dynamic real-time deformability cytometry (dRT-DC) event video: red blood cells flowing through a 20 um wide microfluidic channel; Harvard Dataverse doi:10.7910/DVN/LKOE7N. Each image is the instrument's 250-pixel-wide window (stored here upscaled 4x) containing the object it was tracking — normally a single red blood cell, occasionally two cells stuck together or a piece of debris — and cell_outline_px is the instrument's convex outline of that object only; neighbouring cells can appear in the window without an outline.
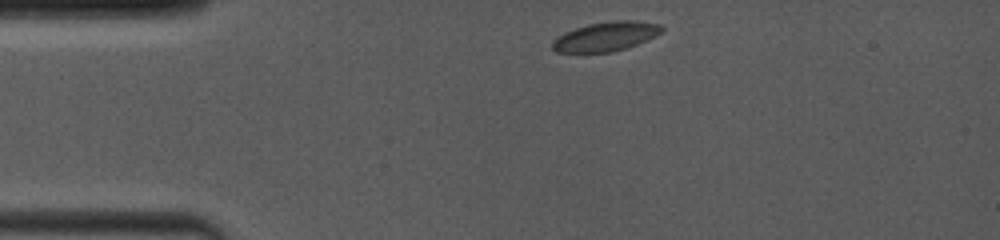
{"species": "common noctule bat (a hibernating species)", "species_latin": "Nyctalus noctula", "temperature_condition": "room temperature", "stored_images_in_passage": 24, "camera_frame_rate_fps": 4000, "um_per_image_px": 0.085, "animal": {"sex": "female", "body_mass_g": 19.0, "forearm_length_mm": 53.3}, "frame": {"image": 1, "passage_image": 1, "time_ms": 0.0, "image_size_px": [1000, 240], "cell_outline_px": [[664, 28], [656, 36], [628, 48], [612, 52], [556, 52], [552, 48], [552, 40], [564, 32], [588, 24], [612, 20], [632, 20], [660, 24]], "centroid_in_image_um": [51.5, 3.1], "position_along_channel_um": 33.5, "area_um2": 18.73}}
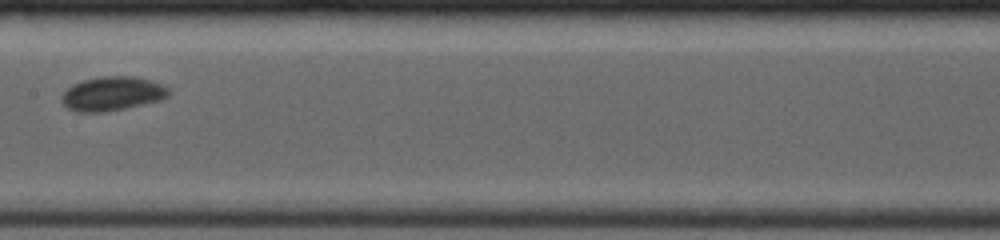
{"frame": {"image": 2, "passage_image": 11, "time_ms": 5.25, "image_size_px": [1000, 240], "cell_outline_px": [[172, 92], [168, 96], [160, 100], [124, 108], [104, 112], [76, 112], [68, 108], [60, 100], [64, 92], [68, 88], [84, 80], [104, 76], [132, 76], [152, 80], [168, 88]], "centroid_in_image_um": [9.56, 7.96], "position_along_channel_um": 197.8, "area_um2": 21.04}}
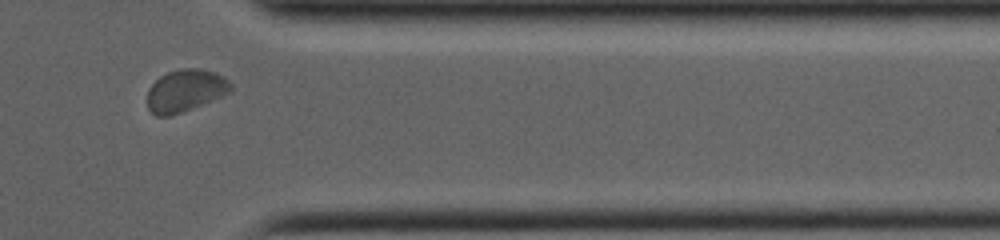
{"frame": {"image": 3, "passage_image": 21, "time_ms": 10.25, "image_size_px": [1000, 240], "cell_outline_px": [[232, 92], [212, 100], [180, 112], [168, 116], [156, 116], [148, 108], [148, 88], [160, 76], [168, 72], [180, 68], [200, 68], [216, 72], [224, 76], [232, 84]], "centroid_in_image_um": [15.78, 7.67], "position_along_channel_um": 395.6, "area_um2": 20.52}, "authors_computed_cell_mechanics": {"area_um2": 19.5653, "velocity_mm_per_s": 3.9662, "shape_relaxation_time_tau1_ms": 1.8096, "shape_relaxation_time_tau2_ms": null, "deformation_change_tau1": 0.0711, "deformation_change_tau2": null}}